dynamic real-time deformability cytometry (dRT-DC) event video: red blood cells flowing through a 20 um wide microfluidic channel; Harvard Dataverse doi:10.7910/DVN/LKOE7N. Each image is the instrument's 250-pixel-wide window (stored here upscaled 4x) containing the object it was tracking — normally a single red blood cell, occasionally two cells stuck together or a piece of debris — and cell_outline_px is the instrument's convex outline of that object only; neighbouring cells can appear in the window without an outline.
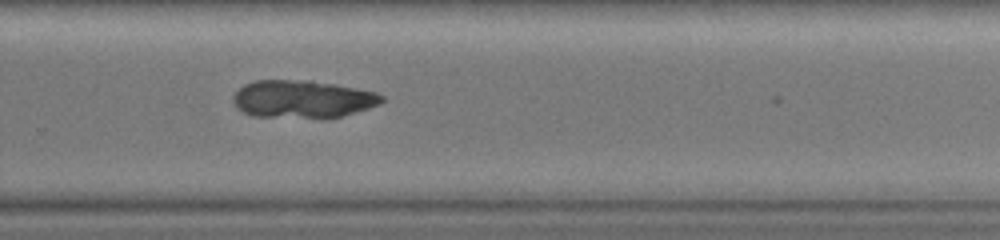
{"species": "common noctule bat (a hibernating species)", "species_latin": "Nyctalus noctula", "temperature_condition": "warm", "stored_images_in_passage": 23, "camera_frame_rate_fps": 3000, "um_per_image_px": 0.085, "animal": {"sex": "female", "body_mass_g": 19.0, "forearm_length_mm": 51.5}, "frame": {"image": 1, "passage_image": 22, "time_ms": 7.0, "image_size_px": [1000, 240], "cell_outline_px": [[384, 100], [380, 104], [368, 108], [340, 116], [252, 116], [236, 108], [232, 100], [232, 96], [244, 84], [256, 80], [312, 80], [356, 88], [376, 92], [384, 96]], "centroid_in_image_um": [25.69, 8.39], "position_along_channel_um": 304.1, "area_um2": 32.08}}